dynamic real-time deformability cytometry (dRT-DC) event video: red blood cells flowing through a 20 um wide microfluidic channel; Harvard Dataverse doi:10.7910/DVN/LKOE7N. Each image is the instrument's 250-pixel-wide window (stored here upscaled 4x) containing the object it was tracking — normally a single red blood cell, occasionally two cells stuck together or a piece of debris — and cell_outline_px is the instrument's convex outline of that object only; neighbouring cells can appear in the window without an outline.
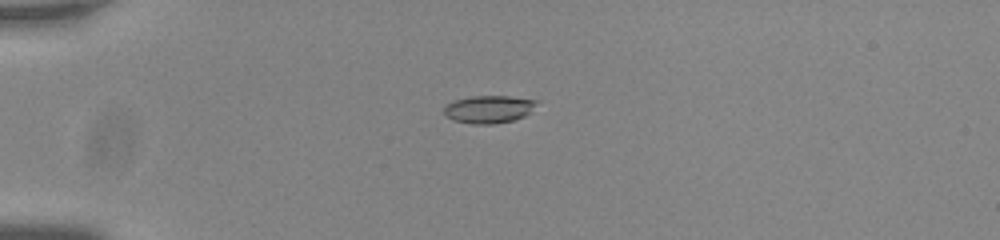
{"species": "common noctule bat (a hibernating species)", "species_latin": "Nyctalus noctula", "temperature_condition": "room temperature", "stored_images_in_passage": 43, "camera_frame_rate_fps": 3000, "um_per_image_px": 0.085, "animal": {"sex": "male", "body_mass_g": 20.0, "forearm_length_mm": 53.3}, "frame": {"image": 1, "passage_image": 2, "time_ms": 0.333, "image_size_px": [1000, 240], "cell_outline_px": [[536, 104], [524, 116], [512, 120], [492, 124], [472, 124], [452, 120], [444, 112], [444, 108], [448, 104], [456, 100], [472, 96], [508, 96], [536, 100]], "centroid_in_image_um": [41.52, 9.29], "position_along_channel_um": 43.5, "area_um2": 14.57}}
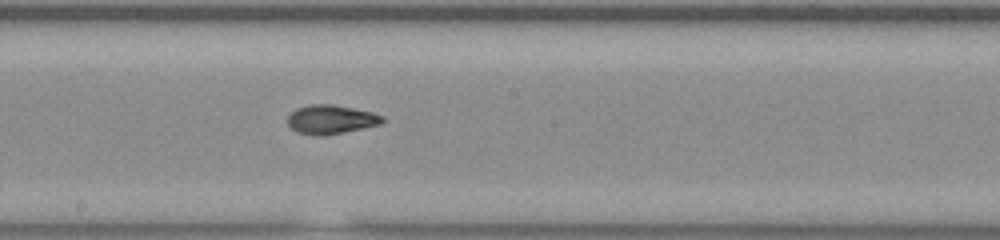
{"frame": {"image": 2, "passage_image": 19, "time_ms": 6.0, "image_size_px": [1000, 240], "cell_outline_px": [[384, 120], [380, 124], [344, 132], [316, 136], [296, 132], [288, 124], [288, 112], [296, 108], [308, 104], [332, 104], [372, 112], [384, 116]], "centroid_in_image_um": [28.08, 10.14], "position_along_channel_um": 220.1, "area_um2": 16.01}}
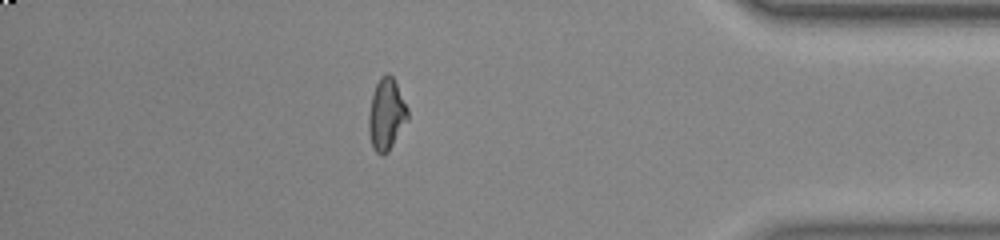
{"frame": {"image": 3, "passage_image": 36, "time_ms": 11.667, "image_size_px": [1000, 240], "cell_outline_px": [[408, 120], [388, 152], [384, 156], [380, 156], [372, 148], [368, 132], [368, 116], [372, 96], [376, 84], [380, 76], [388, 72], [392, 76], [408, 108]], "centroid_in_image_um": [32.83, 9.76], "position_along_channel_um": 402.4, "area_um2": 16.42}, "authors_computed_cell_mechanics": {"area_um2": 15.8372, "velocity_mm_per_s": 3.7679, "shape_relaxation_time_tau1_ms": 6.2843, "shape_relaxation_time_tau2_ms": 1.9498, "deformation_change_tau1": 0.1865, "deformation_change_tau2": 0.0741}}